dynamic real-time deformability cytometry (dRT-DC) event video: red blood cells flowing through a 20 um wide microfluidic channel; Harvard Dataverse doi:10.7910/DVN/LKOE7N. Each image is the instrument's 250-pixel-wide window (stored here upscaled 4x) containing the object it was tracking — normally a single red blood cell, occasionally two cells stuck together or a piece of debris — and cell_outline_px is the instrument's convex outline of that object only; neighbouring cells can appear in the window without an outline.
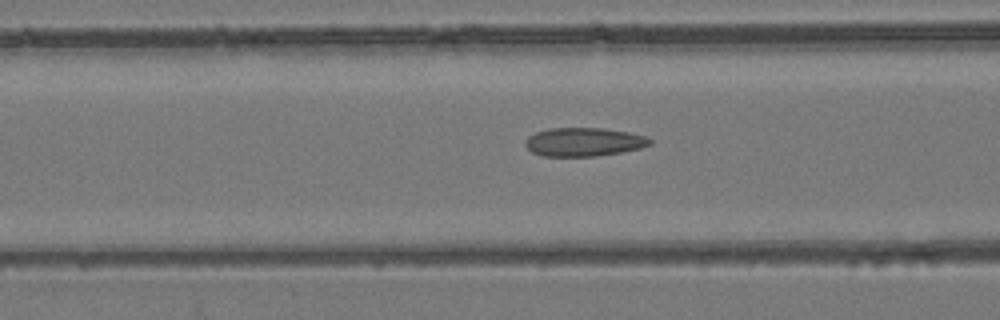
{"species": "common noctule bat (a hibernating species)", "species_latin": "Nyctalus noctula", "temperature_condition": "room temperature", "stored_images_in_passage": 48, "camera_frame_rate_fps": 3000, "um_per_image_px": 0.085, "animal": {"sex": "female", "body_mass_g": 24.6, "forearm_length_mm": 56.2}, "frame": {"image": 1, "passage_image": 22, "time_ms": 7.0, "image_size_px": [1000, 320], "cell_outline_px": [[652, 144], [640, 148], [620, 152], [596, 156], [544, 156], [532, 152], [524, 144], [524, 140], [528, 136], [536, 132], [548, 128], [604, 128], [628, 132], [644, 136], [652, 140]], "centroid_in_image_um": [49.6, 12.06], "position_along_channel_um": 117.0, "area_um2": 20.75}}
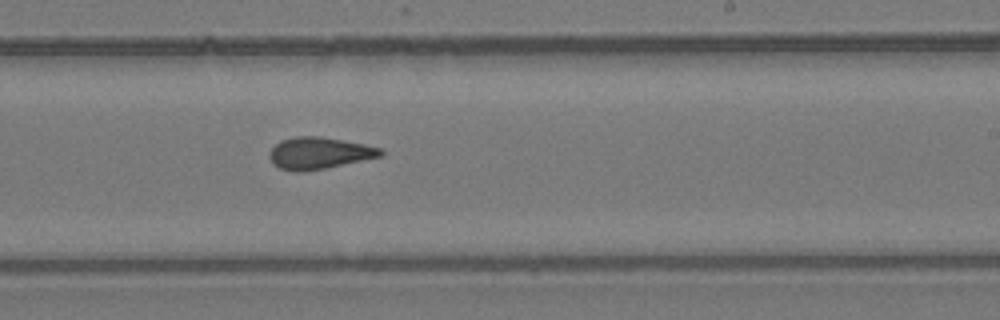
{"frame": {"image": 2, "passage_image": 33, "time_ms": 10.667, "image_size_px": [1000, 320], "cell_outline_px": [[384, 156], [304, 172], [296, 172], [280, 168], [272, 164], [268, 156], [268, 152], [280, 140], [292, 136], [320, 136], [364, 144], [384, 148]], "centroid_in_image_um": [27.12, 13.01], "position_along_channel_um": 261.9, "area_um2": 20.87}}
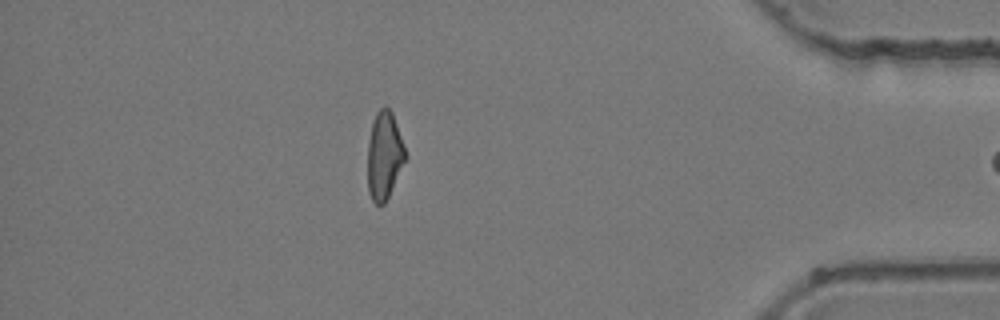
{"frame": {"image": 3, "passage_image": 47, "time_ms": 15.333, "image_size_px": [1000, 320], "cell_outline_px": [[408, 156], [384, 204], [376, 204], [372, 200], [368, 192], [368, 140], [372, 120], [376, 112], [384, 104], [392, 112], [404, 144]], "centroid_in_image_um": [32.67, 13.18], "position_along_channel_um": 402.5, "area_um2": 19.48}}